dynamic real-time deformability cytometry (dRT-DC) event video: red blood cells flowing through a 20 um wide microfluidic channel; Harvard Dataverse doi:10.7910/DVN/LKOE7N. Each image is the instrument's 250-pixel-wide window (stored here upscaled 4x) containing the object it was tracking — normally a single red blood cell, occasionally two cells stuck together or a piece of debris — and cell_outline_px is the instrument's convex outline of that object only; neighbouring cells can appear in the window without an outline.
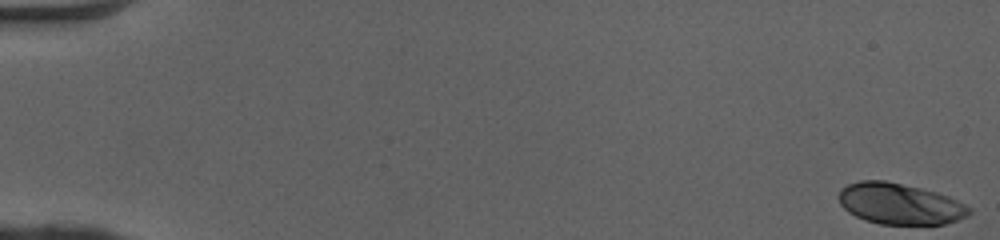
{"species": "human", "species_latin": "Homo sapiens", "temperature_condition": "cold", "stored_images_in_passage": 51, "camera_frame_rate_fps": 3000, "um_per_image_px": 0.085, "donor": {"sex": "female"}, "frame": {"image": 1, "passage_image": 1, "time_ms": 0.0, "image_size_px": [1000, 240], "cell_outline_px": [[972, 212], [968, 216], [944, 224], [880, 224], [864, 220], [848, 212], [840, 204], [840, 188], [848, 184], [860, 180], [884, 180], [920, 188], [936, 192], [948, 196], [972, 208]], "centroid_in_image_um": [76.48, 17.32], "position_along_channel_um": 8.5, "area_um2": 31.15}}
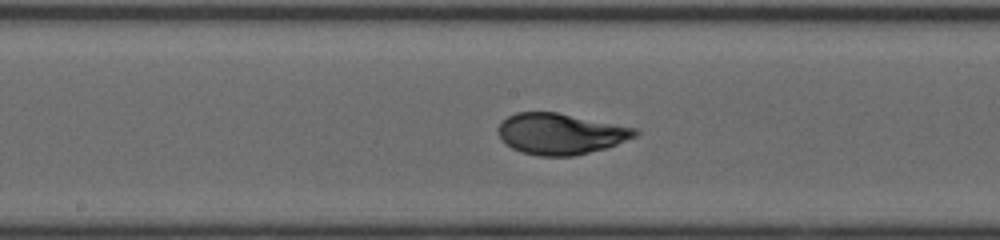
{"frame": {"image": 2, "passage_image": 28, "time_ms": 9.0, "image_size_px": [1000, 240], "cell_outline_px": [[640, 132], [636, 136], [616, 144], [604, 148], [576, 156], [540, 156], [520, 152], [512, 148], [500, 136], [496, 128], [508, 116], [516, 112], [556, 112], [636, 128]], "centroid_in_image_um": [47.63, 11.37], "position_along_channel_um": 200.6, "area_um2": 32.48}}
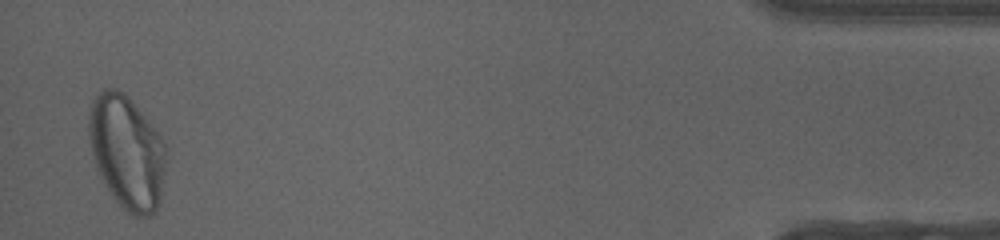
{"frame": {"image": 3, "passage_image": 50, "time_ms": 16.333, "image_size_px": [1000, 240], "cell_outline_px": [[168, 152], [160, 200], [156, 212], [148, 216], [132, 216], [112, 196], [96, 168], [88, 136], [88, 112], [92, 100], [104, 88], [116, 88], [124, 92], [132, 100], [160, 136]], "centroid_in_image_um": [10.79, 12.91], "position_along_channel_um": 424.4, "area_um2": 51.27}, "authors_computed_cell_mechanics": {"area_um2": 32.368, "velocity_mm_per_s": 4.0884, "shape_relaxation_time_tau1_ms": 3.8573, "shape_relaxation_time_tau2_ms": null, "deformation_change_tau1": 0.2116, "deformation_change_tau2": null}}